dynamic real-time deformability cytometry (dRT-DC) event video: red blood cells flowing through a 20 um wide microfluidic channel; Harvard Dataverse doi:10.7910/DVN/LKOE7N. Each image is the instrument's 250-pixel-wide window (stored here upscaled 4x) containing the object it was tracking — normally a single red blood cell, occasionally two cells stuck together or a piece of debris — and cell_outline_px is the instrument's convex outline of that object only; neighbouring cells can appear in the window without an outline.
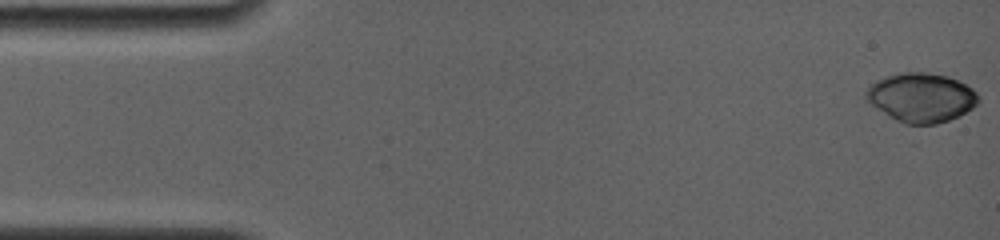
{"species": "common noctule bat (a hibernating species)", "species_latin": "Nyctalus noctula", "temperature_condition": "room temperature", "stored_images_in_passage": 18, "camera_frame_rate_fps": 4000, "um_per_image_px": 0.085, "animal": {"sex": "female", "body_mass_g": 19.0, "forearm_length_mm": 56.7}, "frame": {"image": 1, "passage_image": 1, "time_ms": 0.0, "image_size_px": [1000, 240], "cell_outline_px": [[980, 100], [972, 108], [960, 116], [936, 124], [904, 124], [888, 116], [872, 104], [864, 96], [864, 92], [876, 80], [888, 76], [904, 72], [928, 72], [948, 76], [972, 88], [976, 92]], "centroid_in_image_um": [78.31, 8.29], "position_along_channel_um": 6.7, "area_um2": 32.02}}